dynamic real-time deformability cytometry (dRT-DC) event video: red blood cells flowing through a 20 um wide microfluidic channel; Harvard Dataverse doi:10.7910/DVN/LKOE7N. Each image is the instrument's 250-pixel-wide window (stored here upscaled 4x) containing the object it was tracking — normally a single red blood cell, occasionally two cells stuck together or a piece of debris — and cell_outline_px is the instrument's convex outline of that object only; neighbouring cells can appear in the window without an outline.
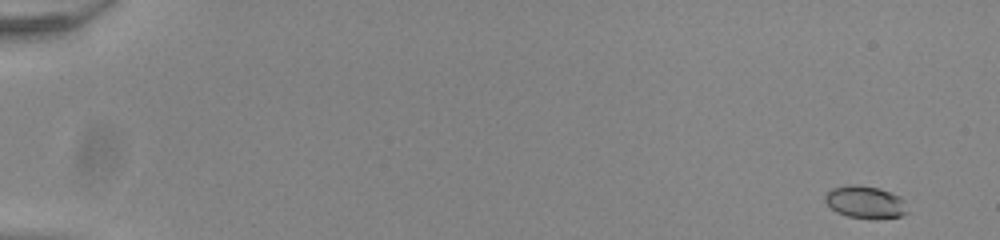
{"species": "common noctule bat (a hibernating species)", "species_latin": "Nyctalus noctula", "temperature_condition": "room temperature", "stored_images_in_passage": 53, "camera_frame_rate_fps": 3000, "um_per_image_px": 0.085, "animal": {"sex": "male", "body_mass_g": 20.0, "forearm_length_mm": 53.3}, "frame": {"image": 1, "passage_image": 1, "time_ms": 0.0, "image_size_px": [1000, 240], "cell_outline_px": [[908, 212], [900, 216], [848, 216], [836, 212], [824, 200], [824, 196], [832, 188], [848, 184], [856, 184], [880, 188], [900, 196], [904, 200]], "centroid_in_image_um": [73.52, 17.12], "position_along_channel_um": 11.5, "area_um2": 15.03}}
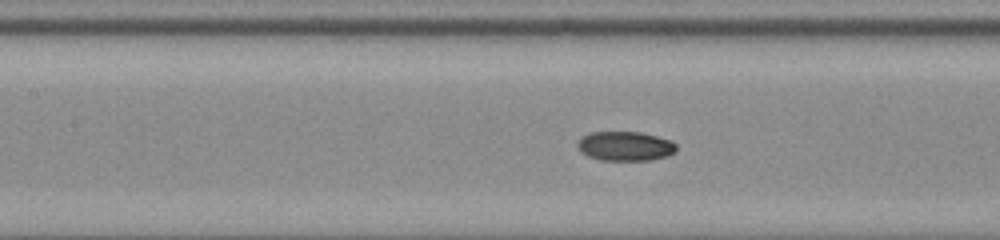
{"frame": {"image": 2, "passage_image": 25, "time_ms": 8.0, "image_size_px": [1000, 240], "cell_outline_px": [[676, 152], [668, 156], [648, 160], [600, 160], [588, 156], [580, 152], [576, 148], [576, 144], [580, 136], [592, 132], [640, 132], [672, 140], [676, 144]], "centroid_in_image_um": [53.11, 12.42], "position_along_channel_um": 154.3, "area_um2": 17.17}}
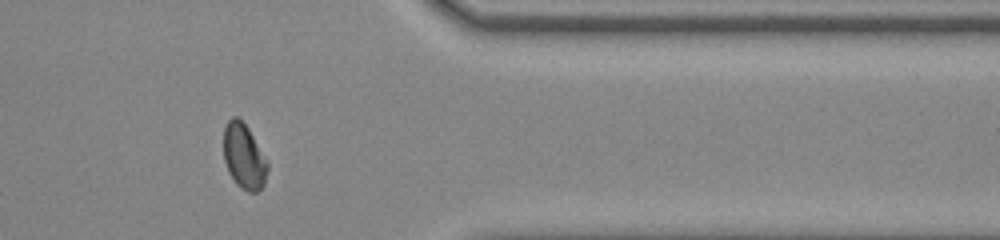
{"frame": {"image": 3, "passage_image": 44, "time_ms": 14.333, "image_size_px": [1000, 240], "cell_outline_px": [[268, 168], [264, 184], [256, 192], [248, 192], [240, 188], [236, 184], [228, 172], [224, 160], [224, 128], [228, 120], [232, 116], [236, 116], [248, 128], [268, 160]], "centroid_in_image_um": [20.74, 13.31], "position_along_channel_um": 390.7, "area_um2": 16.76}, "authors_computed_cell_mechanics": {"area_um2": 16.762, "velocity_mm_per_s": 3.9224, "shape_relaxation_time_tau1_ms": 10.0673, "shape_relaxation_time_tau2_ms": 3.0656, "deformation_change_tau1": 0.2133, "deformation_change_tau2": 0.0518}}